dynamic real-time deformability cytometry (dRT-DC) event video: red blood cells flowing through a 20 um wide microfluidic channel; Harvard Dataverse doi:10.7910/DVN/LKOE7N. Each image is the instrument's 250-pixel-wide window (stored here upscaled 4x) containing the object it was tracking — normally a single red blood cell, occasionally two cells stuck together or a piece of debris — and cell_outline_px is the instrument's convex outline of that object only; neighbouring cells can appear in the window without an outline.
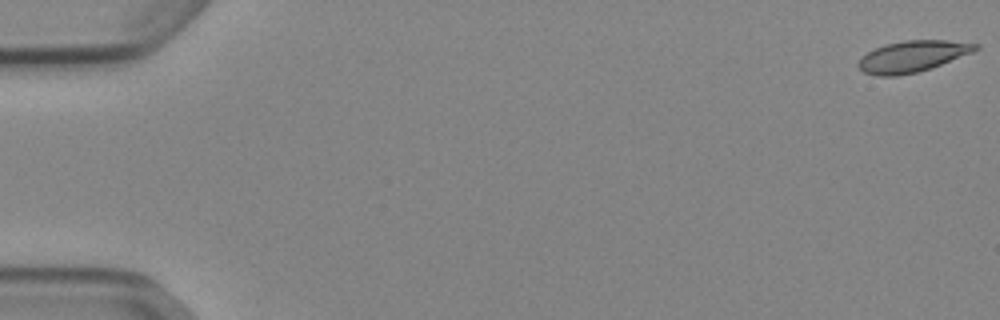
{"species": "Egyptian fruit bat (a non-hibernating species)", "species_latin": "Rousettus aegyptiacus", "temperature_condition": "cold", "stored_images_in_passage": 13, "camera_frame_rate_fps": 3000, "um_per_image_px": 0.085, "animal": {"sex": "female"}, "frame": {"image": 1, "passage_image": 1, "time_ms": 0.0, "image_size_px": [1000, 320], "cell_outline_px": [[980, 48], [972, 52], [932, 68], [916, 72], [896, 76], [876, 76], [864, 72], [856, 64], [868, 52], [884, 44], [904, 40], [948, 40], [980, 44]], "centroid_in_image_um": [77.58, 4.78], "position_along_channel_um": 7.4, "area_um2": 21.27}}